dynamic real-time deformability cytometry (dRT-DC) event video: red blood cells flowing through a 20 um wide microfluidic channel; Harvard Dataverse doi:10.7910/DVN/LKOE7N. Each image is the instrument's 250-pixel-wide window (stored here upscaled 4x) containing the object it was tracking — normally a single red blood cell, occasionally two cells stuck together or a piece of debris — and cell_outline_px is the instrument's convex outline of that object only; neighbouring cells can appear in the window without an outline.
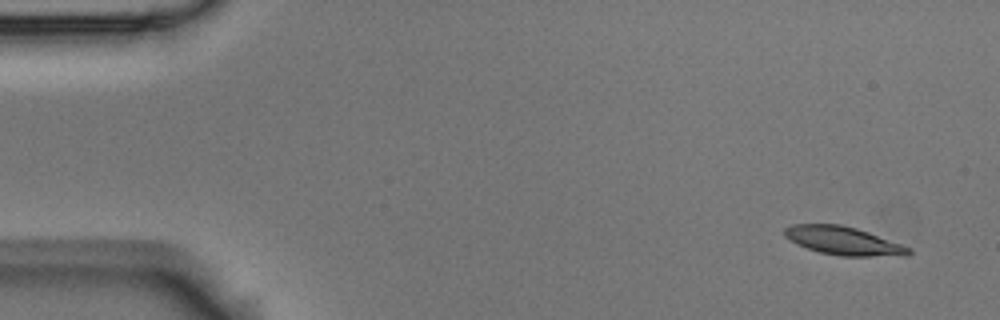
{"species": "Egyptian fruit bat (a non-hibernating species)", "species_latin": "Rousettus aegyptiacus", "temperature_condition": "room temperature", "stored_images_in_passage": 4, "camera_frame_rate_fps": 3000, "um_per_image_px": 0.085, "animal": {"sex": "male"}, "frame": {"image": 1, "passage_image": 1, "time_ms": 0.0, "image_size_px": [1000, 320], "cell_outline_px": [[912, 252], [908, 256], [840, 256], [820, 252], [796, 244], [784, 236], [784, 228], [792, 224], [840, 224], [856, 228], [868, 232], [912, 248]], "centroid_in_image_um": [71.7, 20.47], "position_along_channel_um": 13.3, "area_um2": 20.52}}
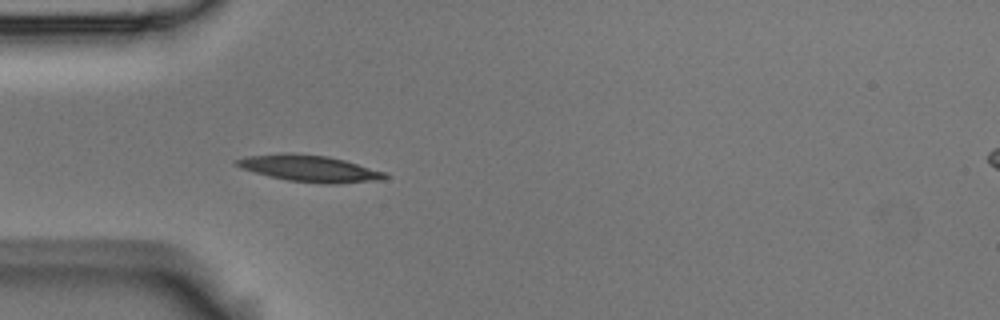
{"frame": {"image": 2, "passage_image": 4, "time_ms": 1.0, "image_size_px": [1000, 320], "cell_outline_px": [[388, 176], [384, 180], [336, 184], [320, 184], [288, 180], [268, 176], [240, 168], [232, 160], [248, 156], [328, 156], [344, 160], [384, 172]], "centroid_in_image_um": [26.39, 14.39], "position_along_channel_um": 58.6, "area_um2": 21.91}}